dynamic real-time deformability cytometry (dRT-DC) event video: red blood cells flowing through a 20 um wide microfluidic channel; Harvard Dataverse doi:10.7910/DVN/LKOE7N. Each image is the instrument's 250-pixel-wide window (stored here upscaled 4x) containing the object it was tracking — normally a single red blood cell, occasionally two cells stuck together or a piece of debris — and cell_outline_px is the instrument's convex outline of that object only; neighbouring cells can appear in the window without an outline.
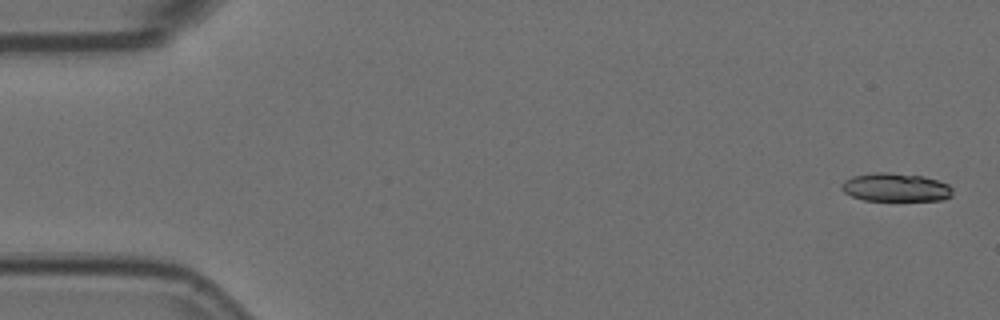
{"species": "Egyptian fruit bat (a non-hibernating species)", "species_latin": "Rousettus aegyptiacus", "temperature_condition": "room temperature", "stored_images_in_passage": 5, "camera_frame_rate_fps": 3000, "um_per_image_px": 0.085, "animal": {"sex": "female"}, "frame": {"image": 1, "passage_image": 1, "time_ms": 0.0, "image_size_px": [1000, 320], "cell_outline_px": [[952, 196], [944, 200], [864, 200], [852, 196], [844, 192], [840, 188], [840, 184], [844, 180], [852, 176], [872, 172], [888, 172], [924, 176], [948, 184], [952, 188]], "centroid_in_image_um": [76.1, 15.91], "position_along_channel_um": 8.9, "area_um2": 18.5}}
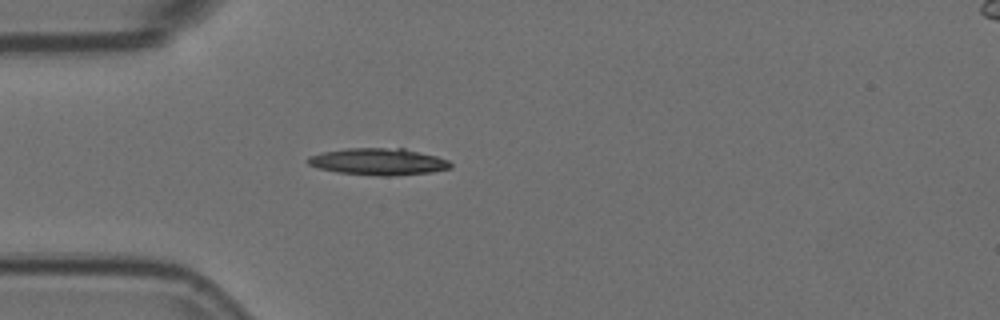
{"frame": {"image": 2, "passage_image": 5, "time_ms": 1.333, "image_size_px": [1000, 320], "cell_outline_px": [[452, 168], [432, 172], [392, 176], [380, 176], [336, 172], [320, 168], [308, 164], [304, 160], [308, 156], [320, 152], [348, 148], [404, 148], [436, 156], [448, 160], [452, 164]], "centroid_in_image_um": [32.14, 13.74], "position_along_channel_um": 52.9, "area_um2": 22.48}}